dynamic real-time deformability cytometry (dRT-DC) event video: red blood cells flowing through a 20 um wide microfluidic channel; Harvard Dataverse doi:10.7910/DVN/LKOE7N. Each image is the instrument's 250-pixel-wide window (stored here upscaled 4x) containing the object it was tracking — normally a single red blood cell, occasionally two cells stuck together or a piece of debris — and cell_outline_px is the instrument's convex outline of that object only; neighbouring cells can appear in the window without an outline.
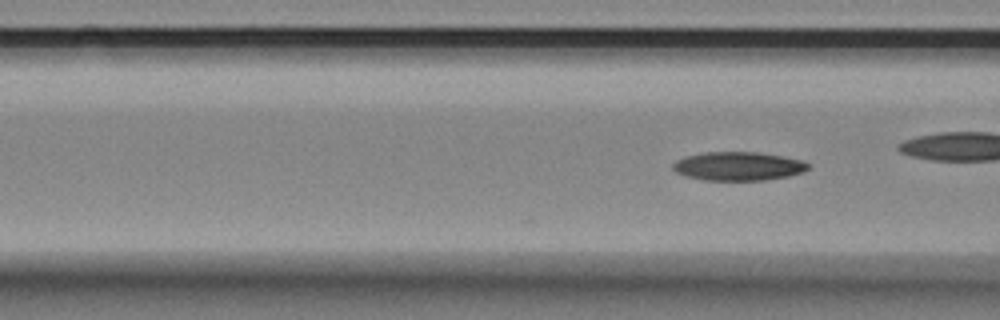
{"species": "Egyptian fruit bat (a non-hibernating species)", "species_latin": "Rousettus aegyptiacus", "temperature_condition": "room temperature", "stored_images_in_passage": 5, "camera_frame_rate_fps": 3000, "um_per_image_px": 0.085, "animal": {"sex": "female"}, "frame": {"image": 1, "passage_image": 5, "time_ms": 1.333, "image_size_px": [1000, 320], "cell_outline_px": [[808, 168], [804, 172], [788, 176], [764, 180], [704, 180], [688, 176], [676, 172], [672, 168], [672, 164], [676, 160], [688, 156], [704, 152], [756, 152], [780, 156], [800, 160], [808, 164]], "centroid_in_image_um": [62.73, 14.13], "position_along_channel_um": 103.9, "area_um2": 22.31}}